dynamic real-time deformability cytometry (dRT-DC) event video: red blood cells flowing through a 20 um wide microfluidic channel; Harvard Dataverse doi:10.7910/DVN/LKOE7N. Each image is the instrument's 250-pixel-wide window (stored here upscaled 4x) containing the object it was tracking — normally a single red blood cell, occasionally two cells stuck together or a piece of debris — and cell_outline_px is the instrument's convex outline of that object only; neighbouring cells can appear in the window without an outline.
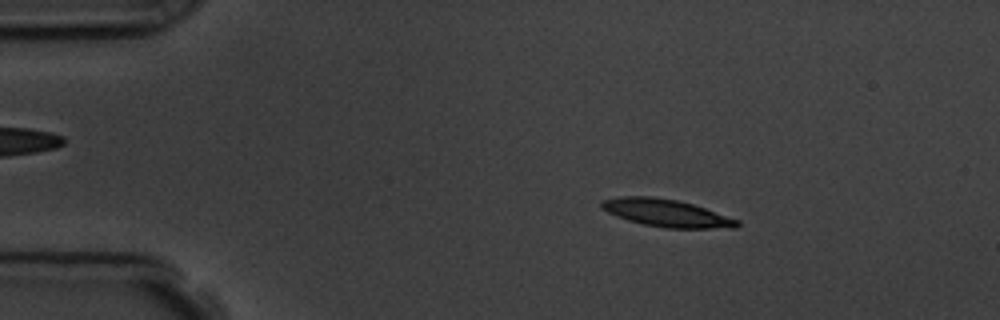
{"species": "common noctule bat (a hibernating species)", "species_latin": "Nyctalus noctula", "temperature_condition": "room temperature", "stored_images_in_passage": 4, "camera_frame_rate_fps": 3000, "um_per_image_px": 0.085, "animal": {"sex": "male", "body_mass_g": 19.5, "forearm_length_mm": 54.6}, "frame": {"image": 1, "passage_image": 2, "time_ms": 1.333, "image_size_px": [1000, 320], "cell_outline_px": [[740, 224], [736, 228], [664, 228], [644, 224], [628, 220], [616, 216], [600, 208], [600, 204], [604, 200], [620, 196], [652, 196], [676, 200], [692, 204], [740, 220]], "centroid_in_image_um": [56.65, 18.11], "position_along_channel_um": 28.4, "area_um2": 21.62}}